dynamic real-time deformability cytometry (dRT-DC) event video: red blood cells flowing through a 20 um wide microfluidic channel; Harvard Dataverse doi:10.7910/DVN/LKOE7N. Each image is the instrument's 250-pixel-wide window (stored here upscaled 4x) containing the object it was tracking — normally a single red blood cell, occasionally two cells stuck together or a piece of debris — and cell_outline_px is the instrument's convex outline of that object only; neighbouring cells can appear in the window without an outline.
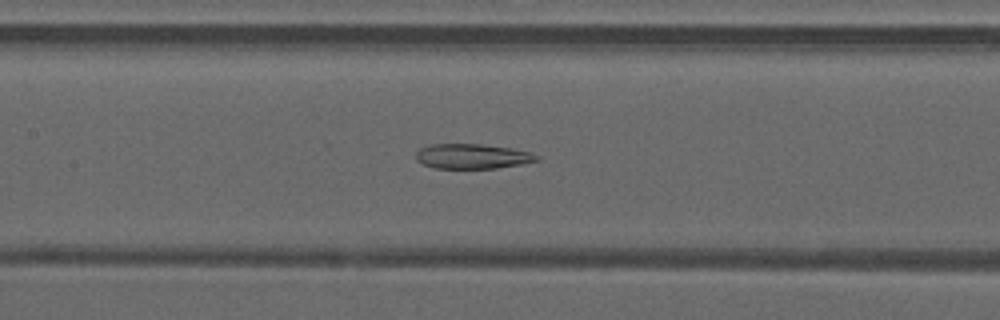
{"species": "common noctule bat (a hibernating species)", "species_latin": "Nyctalus noctula", "temperature_condition": "warm", "stored_images_in_passage": 37, "camera_frame_rate_fps": 3000, "um_per_image_px": 0.085, "animal": {"sex": "male", "forearm_length_mm": 52.5}, "frame": {"image": 1, "passage_image": 14, "time_ms": 4.333, "image_size_px": [1000, 320], "cell_outline_px": [[540, 160], [520, 164], [496, 168], [432, 168], [416, 160], [416, 152], [420, 148], [432, 144], [480, 144], [512, 148], [528, 152], [540, 156]], "centroid_in_image_um": [40.14, 13.28], "position_along_channel_um": 167.3, "area_um2": 17.46}}
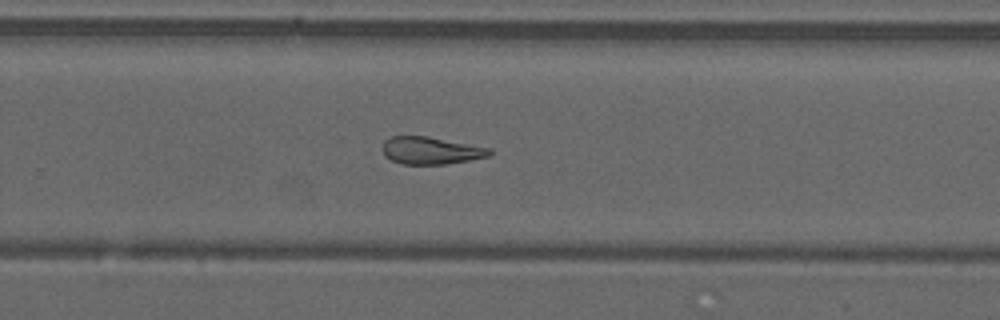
{"frame": {"image": 2, "passage_image": 23, "time_ms": 7.333, "image_size_px": [1000, 320], "cell_outline_px": [[492, 152], [488, 156], [468, 160], [444, 164], [400, 164], [384, 156], [380, 148], [384, 140], [392, 136], [428, 136], [492, 148]], "centroid_in_image_um": [36.57, 12.78], "position_along_channel_um": 293.2, "area_um2": 17.22}}
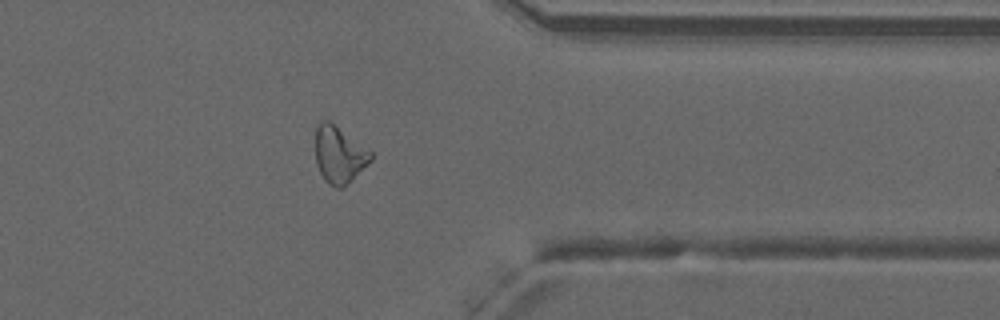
{"frame": {"image": 3, "passage_image": 30, "time_ms": 9.667, "image_size_px": [1000, 320], "cell_outline_px": [[372, 160], [344, 188], [336, 188], [328, 184], [324, 180], [316, 164], [316, 128], [324, 120], [328, 120], [372, 152]], "centroid_in_image_um": [28.83, 13.2], "position_along_channel_um": 382.6, "area_um2": 18.15}, "authors_computed_cell_mechanics": {"area_um2": 18.496, "velocity_mm_per_s": 4.2212, "shape_relaxation_time_tau1_ms": null, "shape_relaxation_time_tau2_ms": 4.0216, "deformation_change_tau1": null, "deformation_change_tau2": 0.1423}}